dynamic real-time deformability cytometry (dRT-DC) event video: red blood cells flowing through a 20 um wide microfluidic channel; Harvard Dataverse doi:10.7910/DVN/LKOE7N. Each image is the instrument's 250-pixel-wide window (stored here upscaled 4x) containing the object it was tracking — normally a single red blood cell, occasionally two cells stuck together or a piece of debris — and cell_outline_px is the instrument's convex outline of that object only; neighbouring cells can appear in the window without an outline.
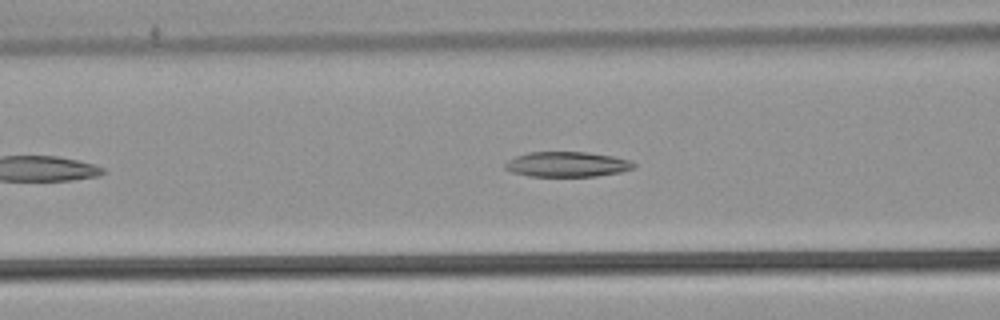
{"species": "common noctule bat (a hibernating species)", "species_latin": "Nyctalus noctula", "temperature_condition": "warm", "stored_images_in_passage": 16, "camera_frame_rate_fps": 3000, "um_per_image_px": 0.085, "animal": {"sex": "male", "body_mass_g": 21.5, "forearm_length_mm": 52.0}, "frame": {"image": 1, "passage_image": 10, "time_ms": 3.0, "image_size_px": [1000, 320], "cell_outline_px": [[636, 168], [620, 172], [596, 176], [528, 176], [512, 172], [504, 168], [504, 164], [508, 160], [516, 156], [528, 152], [584, 152], [612, 156], [628, 160], [636, 164]], "centroid_in_image_um": [48.18, 13.97], "position_along_channel_um": 118.4, "area_um2": 18.79}}